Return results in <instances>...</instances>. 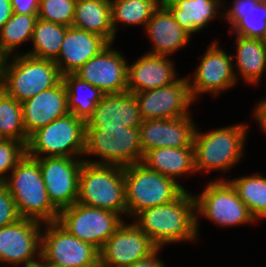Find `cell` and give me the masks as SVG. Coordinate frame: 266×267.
I'll use <instances>...</instances> for the list:
<instances>
[{"label":"cell","mask_w":266,"mask_h":267,"mask_svg":"<svg viewBox=\"0 0 266 267\" xmlns=\"http://www.w3.org/2000/svg\"><path fill=\"white\" fill-rule=\"evenodd\" d=\"M177 73L167 56L146 53L127 66V91L134 94L176 82Z\"/></svg>","instance_id":"cell-21"},{"label":"cell","mask_w":266,"mask_h":267,"mask_svg":"<svg viewBox=\"0 0 266 267\" xmlns=\"http://www.w3.org/2000/svg\"><path fill=\"white\" fill-rule=\"evenodd\" d=\"M62 80L66 86L69 112L86 121L102 100L104 93L88 82L80 80L74 74L63 75ZM80 91L87 93L84 92L86 95L81 97Z\"/></svg>","instance_id":"cell-28"},{"label":"cell","mask_w":266,"mask_h":267,"mask_svg":"<svg viewBox=\"0 0 266 267\" xmlns=\"http://www.w3.org/2000/svg\"><path fill=\"white\" fill-rule=\"evenodd\" d=\"M0 135L25 145L29 139L23 124L21 103L3 90L0 92Z\"/></svg>","instance_id":"cell-33"},{"label":"cell","mask_w":266,"mask_h":267,"mask_svg":"<svg viewBox=\"0 0 266 267\" xmlns=\"http://www.w3.org/2000/svg\"><path fill=\"white\" fill-rule=\"evenodd\" d=\"M260 1L261 0H234L232 7L224 13V17L231 23V26H233L240 18L249 14V11L255 8Z\"/></svg>","instance_id":"cell-38"},{"label":"cell","mask_w":266,"mask_h":267,"mask_svg":"<svg viewBox=\"0 0 266 267\" xmlns=\"http://www.w3.org/2000/svg\"><path fill=\"white\" fill-rule=\"evenodd\" d=\"M194 125L190 115L174 119L144 120L139 126L143 154L161 147H194Z\"/></svg>","instance_id":"cell-18"},{"label":"cell","mask_w":266,"mask_h":267,"mask_svg":"<svg viewBox=\"0 0 266 267\" xmlns=\"http://www.w3.org/2000/svg\"><path fill=\"white\" fill-rule=\"evenodd\" d=\"M194 198L197 235L198 214L224 227L251 224L256 221L234 187L226 179L209 182L201 195L194 196Z\"/></svg>","instance_id":"cell-9"},{"label":"cell","mask_w":266,"mask_h":267,"mask_svg":"<svg viewBox=\"0 0 266 267\" xmlns=\"http://www.w3.org/2000/svg\"><path fill=\"white\" fill-rule=\"evenodd\" d=\"M231 33L246 37L261 39L266 30V0H261L249 14L240 18L233 26Z\"/></svg>","instance_id":"cell-34"},{"label":"cell","mask_w":266,"mask_h":267,"mask_svg":"<svg viewBox=\"0 0 266 267\" xmlns=\"http://www.w3.org/2000/svg\"><path fill=\"white\" fill-rule=\"evenodd\" d=\"M99 250L71 235L57 221L41 232L40 257L64 267H100Z\"/></svg>","instance_id":"cell-11"},{"label":"cell","mask_w":266,"mask_h":267,"mask_svg":"<svg viewBox=\"0 0 266 267\" xmlns=\"http://www.w3.org/2000/svg\"><path fill=\"white\" fill-rule=\"evenodd\" d=\"M3 181L21 218L40 223L56 222L59 210L50 201L36 158L25 156Z\"/></svg>","instance_id":"cell-2"},{"label":"cell","mask_w":266,"mask_h":267,"mask_svg":"<svg viewBox=\"0 0 266 267\" xmlns=\"http://www.w3.org/2000/svg\"><path fill=\"white\" fill-rule=\"evenodd\" d=\"M17 54H13L11 64L9 57L4 58L2 90L18 102L32 98L62 80L54 61Z\"/></svg>","instance_id":"cell-4"},{"label":"cell","mask_w":266,"mask_h":267,"mask_svg":"<svg viewBox=\"0 0 266 267\" xmlns=\"http://www.w3.org/2000/svg\"><path fill=\"white\" fill-rule=\"evenodd\" d=\"M13 13L38 15L40 0H10Z\"/></svg>","instance_id":"cell-39"},{"label":"cell","mask_w":266,"mask_h":267,"mask_svg":"<svg viewBox=\"0 0 266 267\" xmlns=\"http://www.w3.org/2000/svg\"><path fill=\"white\" fill-rule=\"evenodd\" d=\"M85 127L83 119L69 112L32 133L26 154L33 158H42L43 154H47L44 157L79 158L85 149Z\"/></svg>","instance_id":"cell-7"},{"label":"cell","mask_w":266,"mask_h":267,"mask_svg":"<svg viewBox=\"0 0 266 267\" xmlns=\"http://www.w3.org/2000/svg\"><path fill=\"white\" fill-rule=\"evenodd\" d=\"M111 47L109 43L73 74L104 94L123 93L127 91L128 60Z\"/></svg>","instance_id":"cell-16"},{"label":"cell","mask_w":266,"mask_h":267,"mask_svg":"<svg viewBox=\"0 0 266 267\" xmlns=\"http://www.w3.org/2000/svg\"><path fill=\"white\" fill-rule=\"evenodd\" d=\"M38 15L13 13L0 30V56L11 57L17 46L31 41Z\"/></svg>","instance_id":"cell-31"},{"label":"cell","mask_w":266,"mask_h":267,"mask_svg":"<svg viewBox=\"0 0 266 267\" xmlns=\"http://www.w3.org/2000/svg\"><path fill=\"white\" fill-rule=\"evenodd\" d=\"M41 267H64L62 265H57V264H54V263H51V262H48V261H44L42 258H41Z\"/></svg>","instance_id":"cell-45"},{"label":"cell","mask_w":266,"mask_h":267,"mask_svg":"<svg viewBox=\"0 0 266 267\" xmlns=\"http://www.w3.org/2000/svg\"><path fill=\"white\" fill-rule=\"evenodd\" d=\"M141 163L174 181L186 173L196 172L194 147H161L143 154Z\"/></svg>","instance_id":"cell-24"},{"label":"cell","mask_w":266,"mask_h":267,"mask_svg":"<svg viewBox=\"0 0 266 267\" xmlns=\"http://www.w3.org/2000/svg\"><path fill=\"white\" fill-rule=\"evenodd\" d=\"M67 27L61 24L37 19L34 26L33 49L25 54L45 60L55 61L61 49Z\"/></svg>","instance_id":"cell-29"},{"label":"cell","mask_w":266,"mask_h":267,"mask_svg":"<svg viewBox=\"0 0 266 267\" xmlns=\"http://www.w3.org/2000/svg\"><path fill=\"white\" fill-rule=\"evenodd\" d=\"M143 122L134 94L126 91L104 94L92 114L85 121V128L139 127Z\"/></svg>","instance_id":"cell-19"},{"label":"cell","mask_w":266,"mask_h":267,"mask_svg":"<svg viewBox=\"0 0 266 267\" xmlns=\"http://www.w3.org/2000/svg\"><path fill=\"white\" fill-rule=\"evenodd\" d=\"M153 43L151 55L169 56L184 47L191 34L180 27L168 9L158 7L145 26Z\"/></svg>","instance_id":"cell-23"},{"label":"cell","mask_w":266,"mask_h":267,"mask_svg":"<svg viewBox=\"0 0 266 267\" xmlns=\"http://www.w3.org/2000/svg\"><path fill=\"white\" fill-rule=\"evenodd\" d=\"M160 249L162 248L157 247L152 253L144 258H141L129 267H165L163 262L157 257Z\"/></svg>","instance_id":"cell-40"},{"label":"cell","mask_w":266,"mask_h":267,"mask_svg":"<svg viewBox=\"0 0 266 267\" xmlns=\"http://www.w3.org/2000/svg\"><path fill=\"white\" fill-rule=\"evenodd\" d=\"M23 267H41V257L38 258L37 262L24 265Z\"/></svg>","instance_id":"cell-46"},{"label":"cell","mask_w":266,"mask_h":267,"mask_svg":"<svg viewBox=\"0 0 266 267\" xmlns=\"http://www.w3.org/2000/svg\"><path fill=\"white\" fill-rule=\"evenodd\" d=\"M236 66L244 81L258 84L266 70V50L261 39L246 38L236 35Z\"/></svg>","instance_id":"cell-27"},{"label":"cell","mask_w":266,"mask_h":267,"mask_svg":"<svg viewBox=\"0 0 266 267\" xmlns=\"http://www.w3.org/2000/svg\"><path fill=\"white\" fill-rule=\"evenodd\" d=\"M232 61V55H228L219 48L216 41L212 43L204 56H201V62L192 79L193 82L189 79L192 98L195 100L199 94L205 92L217 95L234 86L238 79Z\"/></svg>","instance_id":"cell-17"},{"label":"cell","mask_w":266,"mask_h":267,"mask_svg":"<svg viewBox=\"0 0 266 267\" xmlns=\"http://www.w3.org/2000/svg\"><path fill=\"white\" fill-rule=\"evenodd\" d=\"M134 96L143 121L191 115L188 108L194 102L190 92L189 77L179 78L164 87L134 93Z\"/></svg>","instance_id":"cell-12"},{"label":"cell","mask_w":266,"mask_h":267,"mask_svg":"<svg viewBox=\"0 0 266 267\" xmlns=\"http://www.w3.org/2000/svg\"><path fill=\"white\" fill-rule=\"evenodd\" d=\"M127 215L164 205L178 198L185 189L177 181L147 168L141 162L124 167Z\"/></svg>","instance_id":"cell-6"},{"label":"cell","mask_w":266,"mask_h":267,"mask_svg":"<svg viewBox=\"0 0 266 267\" xmlns=\"http://www.w3.org/2000/svg\"><path fill=\"white\" fill-rule=\"evenodd\" d=\"M12 15L13 9L10 0H0V30Z\"/></svg>","instance_id":"cell-41"},{"label":"cell","mask_w":266,"mask_h":267,"mask_svg":"<svg viewBox=\"0 0 266 267\" xmlns=\"http://www.w3.org/2000/svg\"><path fill=\"white\" fill-rule=\"evenodd\" d=\"M228 181L256 221L266 218V177L256 173Z\"/></svg>","instance_id":"cell-30"},{"label":"cell","mask_w":266,"mask_h":267,"mask_svg":"<svg viewBox=\"0 0 266 267\" xmlns=\"http://www.w3.org/2000/svg\"><path fill=\"white\" fill-rule=\"evenodd\" d=\"M253 114L257 119L258 123L262 126V129L266 132V98L261 100Z\"/></svg>","instance_id":"cell-42"},{"label":"cell","mask_w":266,"mask_h":267,"mask_svg":"<svg viewBox=\"0 0 266 267\" xmlns=\"http://www.w3.org/2000/svg\"><path fill=\"white\" fill-rule=\"evenodd\" d=\"M247 124H236L208 133L195 129L193 137L195 170L210 171L230 169L242 158Z\"/></svg>","instance_id":"cell-5"},{"label":"cell","mask_w":266,"mask_h":267,"mask_svg":"<svg viewBox=\"0 0 266 267\" xmlns=\"http://www.w3.org/2000/svg\"><path fill=\"white\" fill-rule=\"evenodd\" d=\"M4 138L0 135V142L3 140Z\"/></svg>","instance_id":"cell-48"},{"label":"cell","mask_w":266,"mask_h":267,"mask_svg":"<svg viewBox=\"0 0 266 267\" xmlns=\"http://www.w3.org/2000/svg\"><path fill=\"white\" fill-rule=\"evenodd\" d=\"M43 223L20 218L0 228V262L27 265L40 257Z\"/></svg>","instance_id":"cell-14"},{"label":"cell","mask_w":266,"mask_h":267,"mask_svg":"<svg viewBox=\"0 0 266 267\" xmlns=\"http://www.w3.org/2000/svg\"><path fill=\"white\" fill-rule=\"evenodd\" d=\"M21 106L24 128L29 137L36 130L69 113L63 80L56 86L25 100Z\"/></svg>","instance_id":"cell-20"},{"label":"cell","mask_w":266,"mask_h":267,"mask_svg":"<svg viewBox=\"0 0 266 267\" xmlns=\"http://www.w3.org/2000/svg\"><path fill=\"white\" fill-rule=\"evenodd\" d=\"M77 0H40L38 18L66 27L72 26Z\"/></svg>","instance_id":"cell-35"},{"label":"cell","mask_w":266,"mask_h":267,"mask_svg":"<svg viewBox=\"0 0 266 267\" xmlns=\"http://www.w3.org/2000/svg\"><path fill=\"white\" fill-rule=\"evenodd\" d=\"M156 248L135 222L125 224L123 221L99 251L100 267H129Z\"/></svg>","instance_id":"cell-15"},{"label":"cell","mask_w":266,"mask_h":267,"mask_svg":"<svg viewBox=\"0 0 266 267\" xmlns=\"http://www.w3.org/2000/svg\"><path fill=\"white\" fill-rule=\"evenodd\" d=\"M121 218L117 213L76 202L59 211L57 222L71 235L100 251L120 227Z\"/></svg>","instance_id":"cell-10"},{"label":"cell","mask_w":266,"mask_h":267,"mask_svg":"<svg viewBox=\"0 0 266 267\" xmlns=\"http://www.w3.org/2000/svg\"><path fill=\"white\" fill-rule=\"evenodd\" d=\"M222 0H182L167 8L176 22L190 34L202 30L219 14Z\"/></svg>","instance_id":"cell-26"},{"label":"cell","mask_w":266,"mask_h":267,"mask_svg":"<svg viewBox=\"0 0 266 267\" xmlns=\"http://www.w3.org/2000/svg\"><path fill=\"white\" fill-rule=\"evenodd\" d=\"M179 1H182V0H157V3H158V7L167 9L177 4Z\"/></svg>","instance_id":"cell-43"},{"label":"cell","mask_w":266,"mask_h":267,"mask_svg":"<svg viewBox=\"0 0 266 267\" xmlns=\"http://www.w3.org/2000/svg\"><path fill=\"white\" fill-rule=\"evenodd\" d=\"M3 66H4V57L0 56V92L2 91V84H3Z\"/></svg>","instance_id":"cell-44"},{"label":"cell","mask_w":266,"mask_h":267,"mask_svg":"<svg viewBox=\"0 0 266 267\" xmlns=\"http://www.w3.org/2000/svg\"><path fill=\"white\" fill-rule=\"evenodd\" d=\"M36 159L52 204L60 211L76 203L79 194L80 169L84 159L69 157Z\"/></svg>","instance_id":"cell-13"},{"label":"cell","mask_w":266,"mask_h":267,"mask_svg":"<svg viewBox=\"0 0 266 267\" xmlns=\"http://www.w3.org/2000/svg\"><path fill=\"white\" fill-rule=\"evenodd\" d=\"M26 154V145L13 139L0 142V182H3ZM11 170V171H9Z\"/></svg>","instance_id":"cell-36"},{"label":"cell","mask_w":266,"mask_h":267,"mask_svg":"<svg viewBox=\"0 0 266 267\" xmlns=\"http://www.w3.org/2000/svg\"><path fill=\"white\" fill-rule=\"evenodd\" d=\"M97 155L100 161L85 162L128 166L141 162L143 152L140 147L139 127L85 128L84 155Z\"/></svg>","instance_id":"cell-8"},{"label":"cell","mask_w":266,"mask_h":267,"mask_svg":"<svg viewBox=\"0 0 266 267\" xmlns=\"http://www.w3.org/2000/svg\"><path fill=\"white\" fill-rule=\"evenodd\" d=\"M261 41H262V44H263V46H264V48L266 50V30L264 32L263 37L261 38Z\"/></svg>","instance_id":"cell-47"},{"label":"cell","mask_w":266,"mask_h":267,"mask_svg":"<svg viewBox=\"0 0 266 267\" xmlns=\"http://www.w3.org/2000/svg\"><path fill=\"white\" fill-rule=\"evenodd\" d=\"M108 44L97 34L70 26L67 27L60 54L54 62L62 76L73 74Z\"/></svg>","instance_id":"cell-22"},{"label":"cell","mask_w":266,"mask_h":267,"mask_svg":"<svg viewBox=\"0 0 266 267\" xmlns=\"http://www.w3.org/2000/svg\"><path fill=\"white\" fill-rule=\"evenodd\" d=\"M20 218L6 185L0 182V228L16 222Z\"/></svg>","instance_id":"cell-37"},{"label":"cell","mask_w":266,"mask_h":267,"mask_svg":"<svg viewBox=\"0 0 266 267\" xmlns=\"http://www.w3.org/2000/svg\"><path fill=\"white\" fill-rule=\"evenodd\" d=\"M134 221L157 247L197 239L195 198L185 190L170 203L143 209Z\"/></svg>","instance_id":"cell-1"},{"label":"cell","mask_w":266,"mask_h":267,"mask_svg":"<svg viewBox=\"0 0 266 267\" xmlns=\"http://www.w3.org/2000/svg\"><path fill=\"white\" fill-rule=\"evenodd\" d=\"M77 202L127 215L124 167L83 161Z\"/></svg>","instance_id":"cell-3"},{"label":"cell","mask_w":266,"mask_h":267,"mask_svg":"<svg viewBox=\"0 0 266 267\" xmlns=\"http://www.w3.org/2000/svg\"><path fill=\"white\" fill-rule=\"evenodd\" d=\"M72 26L97 34L112 44L115 34L110 0H77Z\"/></svg>","instance_id":"cell-25"},{"label":"cell","mask_w":266,"mask_h":267,"mask_svg":"<svg viewBox=\"0 0 266 267\" xmlns=\"http://www.w3.org/2000/svg\"><path fill=\"white\" fill-rule=\"evenodd\" d=\"M110 4L114 34L120 22L145 27L158 8L157 0H110Z\"/></svg>","instance_id":"cell-32"}]
</instances>
